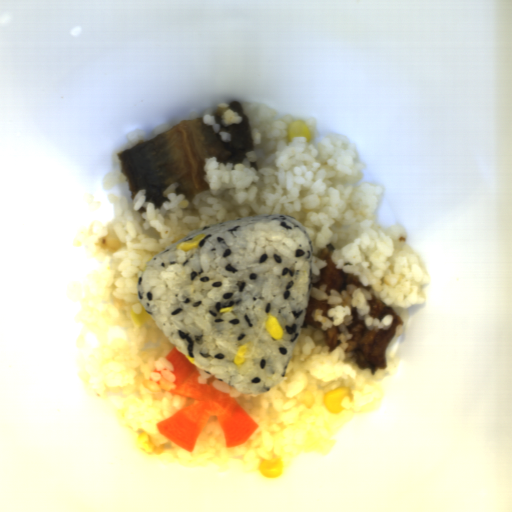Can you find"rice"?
I'll return each instance as SVG.
<instances>
[{
    "mask_svg": "<svg viewBox=\"0 0 512 512\" xmlns=\"http://www.w3.org/2000/svg\"><path fill=\"white\" fill-rule=\"evenodd\" d=\"M251 130L254 151L241 163L205 158L204 181L209 191L191 201L177 194L173 182L164 190L160 208L147 202L146 191L132 198L119 167L106 171L99 184L113 207L94 249L99 267L84 281L79 295L84 320L79 339V372L95 395H116L121 402L122 426L147 433L164 462L202 467L240 463L245 472H259L262 459L280 457L282 468L303 452L325 455L335 436L355 415L377 409L383 391L379 378L391 376L399 364L391 347L406 328L413 306L426 302L430 276L402 227L385 230L377 221L384 189L362 181L366 166L358 161L352 142L343 134L318 138L317 120L306 123L312 136L287 141L294 116L279 119L275 109L254 103L242 105ZM294 217L313 243L312 283L326 266L317 258L328 243L335 246L331 260L337 269L358 277L361 287L347 285L343 293L326 286L312 287L311 296L327 300L332 308L320 329L301 328L283 381L264 394L243 395L200 369V384L211 383L230 393L258 424L242 446L226 448L219 421L212 417L198 436L193 451L161 434L157 422L176 413L188 398L171 393L173 367L166 360L173 344L151 318L143 325L137 285L149 259L170 248L192 231L259 214ZM394 309L404 322L386 353L385 371L372 376L360 369L353 353L345 352L352 335V307L369 330H387L391 314L372 318L367 304L373 297ZM339 327L340 344L332 352L323 342L330 327ZM348 387L353 402L345 411L328 413L323 398L330 389Z\"/></svg>",
    "mask_w": 512,
    "mask_h": 512,
    "instance_id": "652b925c",
    "label": "rice"
},
{
    "mask_svg": "<svg viewBox=\"0 0 512 512\" xmlns=\"http://www.w3.org/2000/svg\"><path fill=\"white\" fill-rule=\"evenodd\" d=\"M201 233L199 247L177 249ZM312 264L302 224L259 214L192 231L146 261L137 290L145 311L195 366L243 395L264 394L284 379L308 311ZM268 314L283 328L278 341L265 328ZM245 342L252 345L237 366Z\"/></svg>",
    "mask_w": 512,
    "mask_h": 512,
    "instance_id": "023b6e5f",
    "label": "rice"
},
{
    "mask_svg": "<svg viewBox=\"0 0 512 512\" xmlns=\"http://www.w3.org/2000/svg\"><path fill=\"white\" fill-rule=\"evenodd\" d=\"M214 110H216V109L208 108L203 114H198L197 111L193 112V115L190 120L195 119V118H202L203 124H205L206 126H211L213 128L214 132L220 136L221 140H223L225 142L232 141L230 133H228L226 131H222L220 124L216 123L215 117L212 114Z\"/></svg>",
    "mask_w": 512,
    "mask_h": 512,
    "instance_id": "8eca5e8b",
    "label": "rice"
},
{
    "mask_svg": "<svg viewBox=\"0 0 512 512\" xmlns=\"http://www.w3.org/2000/svg\"><path fill=\"white\" fill-rule=\"evenodd\" d=\"M218 107H221L223 109L221 117L222 125L226 127L242 123V116L236 110H232L230 104L220 102L218 104Z\"/></svg>",
    "mask_w": 512,
    "mask_h": 512,
    "instance_id": "acb35da6",
    "label": "rice"
},
{
    "mask_svg": "<svg viewBox=\"0 0 512 512\" xmlns=\"http://www.w3.org/2000/svg\"><path fill=\"white\" fill-rule=\"evenodd\" d=\"M127 140L132 147L142 143V142H147L145 141V134L143 132V130H133L131 131L130 133H128V137H127Z\"/></svg>",
    "mask_w": 512,
    "mask_h": 512,
    "instance_id": "b023fe2a",
    "label": "rice"
},
{
    "mask_svg": "<svg viewBox=\"0 0 512 512\" xmlns=\"http://www.w3.org/2000/svg\"><path fill=\"white\" fill-rule=\"evenodd\" d=\"M172 128L173 127L171 126L170 123H161L160 125L156 126L154 130L155 138Z\"/></svg>",
    "mask_w": 512,
    "mask_h": 512,
    "instance_id": "e3fd555f",
    "label": "rice"
}]
</instances>
